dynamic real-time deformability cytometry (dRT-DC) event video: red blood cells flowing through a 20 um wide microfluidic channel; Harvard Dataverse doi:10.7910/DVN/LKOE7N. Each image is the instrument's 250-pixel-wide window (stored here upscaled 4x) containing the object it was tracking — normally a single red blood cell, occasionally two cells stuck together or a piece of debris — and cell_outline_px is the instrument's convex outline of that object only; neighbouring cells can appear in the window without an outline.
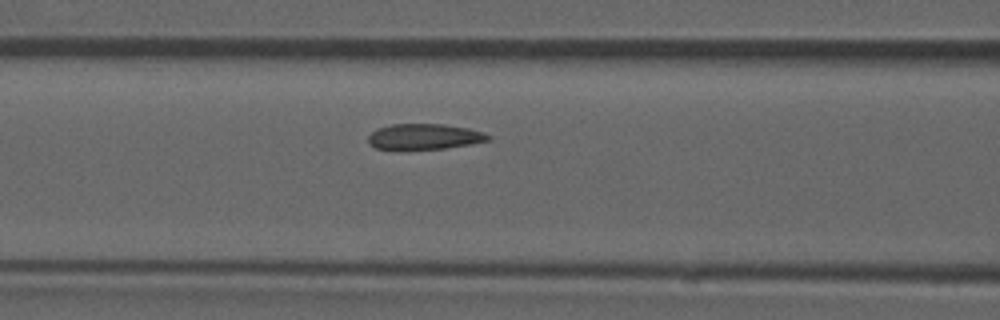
{"species": "common noctule bat (a hibernating species)", "species_latin": "Nyctalus noctula", "temperature_condition": "room temperature", "stored_images_in_passage": 32, "camera_frame_rate_fps": 3000, "um_per_image_px": 0.085, "animal": {"sex": "male", "forearm_length_mm": 52.5}, "frame": {"image": 1, "passage_image": 10, "time_ms": 3.0, "image_size_px": [1000, 320], "cell_outline_px": [[492, 140], [472, 144], [444, 148], [376, 148], [368, 144], [368, 136], [376, 128], [392, 124], [444, 124], [468, 128], [484, 132], [492, 136]], "centroid_in_image_um": [36.12, 11.59], "position_along_channel_um": 130.5, "area_um2": 17.8}}